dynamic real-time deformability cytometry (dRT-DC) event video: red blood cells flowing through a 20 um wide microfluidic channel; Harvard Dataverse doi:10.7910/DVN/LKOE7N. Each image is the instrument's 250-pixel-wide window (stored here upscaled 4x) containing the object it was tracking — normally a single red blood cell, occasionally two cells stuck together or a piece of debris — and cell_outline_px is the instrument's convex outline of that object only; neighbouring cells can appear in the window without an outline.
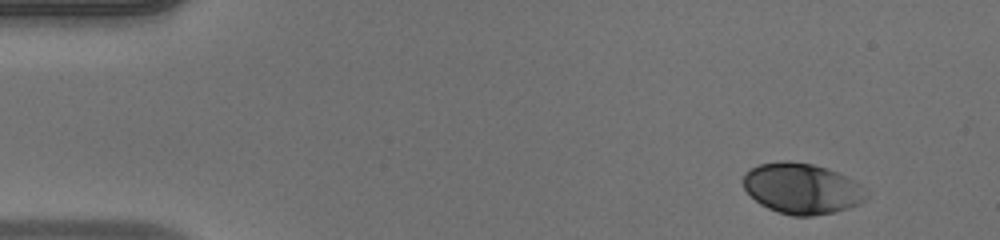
{"species": "human", "species_latin": "Homo sapiens", "temperature_condition": "warm", "stored_images_in_passage": 45, "camera_frame_rate_fps": 3000, "um_per_image_px": 0.085, "donor": {"sex": "male"}, "frame": {"image": 1, "passage_image": 1, "time_ms": 0.0, "image_size_px": [1000, 240], "cell_outline_px": [[868, 196], [860, 204], [848, 208], [832, 212], [812, 216], [792, 216], [768, 208], [760, 204], [744, 188], [744, 172], [760, 164], [780, 160], [788, 160], [812, 164], [828, 168], [852, 180]], "centroid_in_image_um": [68.12, 16.02], "position_along_channel_um": 16.9, "area_um2": 35.89}}
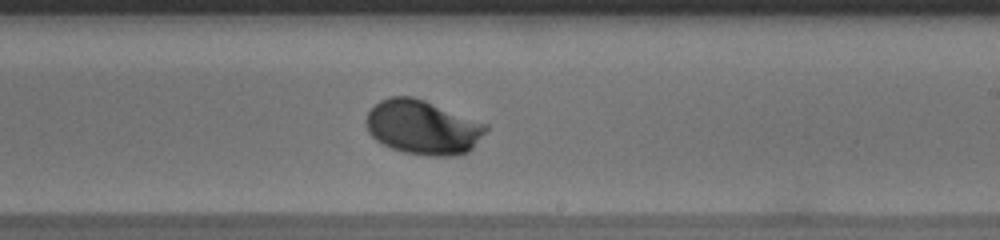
{"frame": {"image": 2, "passage_image": 26, "time_ms": 8.333, "image_size_px": [1000, 240], "cell_outline_px": [[488, 128], [472, 148], [468, 152], [456, 156], [432, 156], [404, 152], [392, 148], [376, 140], [368, 132], [364, 120], [368, 112], [380, 100], [388, 96], [412, 96], [424, 100], [488, 124]], "centroid_in_image_um": [35.92, 10.82], "position_along_channel_um": 253.1, "area_um2": 37.86}}
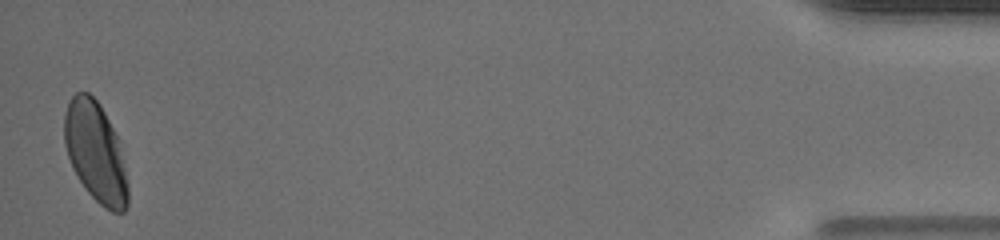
{"frame": {"image": 3, "passage_image": 45, "time_ms": 14.667, "image_size_px": [1000, 240], "cell_outline_px": [[128, 204], [124, 212], [112, 212], [104, 208], [88, 192], [72, 168], [64, 144], [64, 116], [68, 104], [72, 96], [76, 92], [88, 92], [100, 104], [116, 136], [128, 184]], "centroid_in_image_um": [8.1, 12.95], "position_along_channel_um": 427.1, "area_um2": 36.47}, "authors_computed_cell_mechanics": {"area_um2": 35.7782, "velocity_mm_per_s": 4.165, "shape_relaxation_time_tau1_ms": 2.5804, "shape_relaxation_time_tau2_ms": null, "deformation_change_tau1": 0.1644, "deformation_change_tau2": null}}